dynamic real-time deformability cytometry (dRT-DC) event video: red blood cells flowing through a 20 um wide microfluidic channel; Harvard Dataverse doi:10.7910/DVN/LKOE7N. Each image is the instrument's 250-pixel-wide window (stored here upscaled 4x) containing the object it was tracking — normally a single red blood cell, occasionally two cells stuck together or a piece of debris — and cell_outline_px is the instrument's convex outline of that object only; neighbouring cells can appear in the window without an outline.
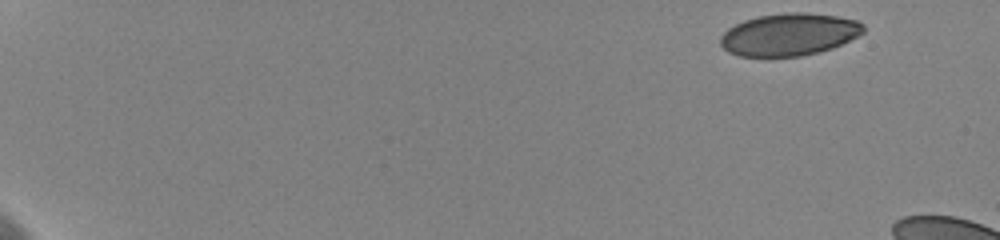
{"species": "human", "species_latin": "Homo sapiens", "temperature_condition": "cold", "stored_images_in_passage": 17, "camera_frame_rate_fps": 3000, "um_per_image_px": 0.085, "donor": {"sex": "female"}, "frame": {"image": 1, "passage_image": 1, "time_ms": 0.0, "image_size_px": [1000, 240], "cell_outline_px": [[864, 32], [832, 48], [820, 52], [800, 56], [740, 56], [728, 52], [720, 44], [720, 36], [728, 28], [744, 20], [760, 16], [788, 12], [808, 12], [836, 16], [856, 20], [864, 24]], "centroid_in_image_um": [67.07, 2.93], "position_along_channel_um": 17.9, "area_um2": 35.14}}